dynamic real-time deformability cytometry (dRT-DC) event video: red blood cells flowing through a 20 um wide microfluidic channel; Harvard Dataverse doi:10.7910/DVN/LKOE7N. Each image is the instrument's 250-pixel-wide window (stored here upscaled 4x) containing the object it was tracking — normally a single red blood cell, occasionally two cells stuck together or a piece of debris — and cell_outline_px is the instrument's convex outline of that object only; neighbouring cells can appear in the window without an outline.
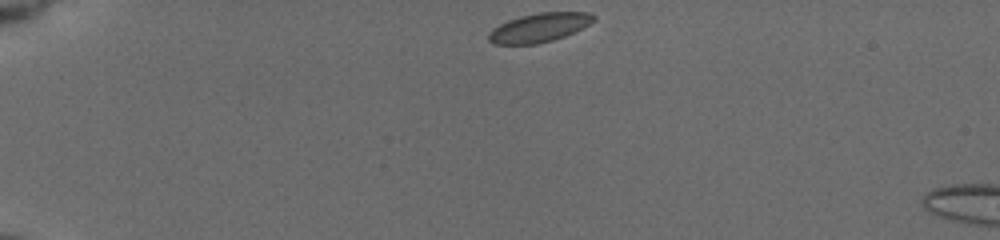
{"species": "common noctule bat (a hibernating species)", "species_latin": "Nyctalus noctula", "temperature_condition": "cold", "stored_images_in_passage": 5, "camera_frame_rate_fps": 3000, "um_per_image_px": 0.085, "animal": {"sex": "female", "body_mass_g": 19.5, "forearm_length_mm": 54.1}, "frame": {"image": 1, "passage_image": 1, "time_ms": 0.0, "image_size_px": [1000, 240], "cell_outline_px": [[596, 16], [588, 24], [564, 36], [552, 40], [536, 44], [492, 44], [488, 40], [488, 32], [500, 24], [508, 20], [520, 16], [540, 12], [588, 12]], "centroid_in_image_um": [45.78, 2.34], "position_along_channel_um": 39.2, "area_um2": 17.46}}